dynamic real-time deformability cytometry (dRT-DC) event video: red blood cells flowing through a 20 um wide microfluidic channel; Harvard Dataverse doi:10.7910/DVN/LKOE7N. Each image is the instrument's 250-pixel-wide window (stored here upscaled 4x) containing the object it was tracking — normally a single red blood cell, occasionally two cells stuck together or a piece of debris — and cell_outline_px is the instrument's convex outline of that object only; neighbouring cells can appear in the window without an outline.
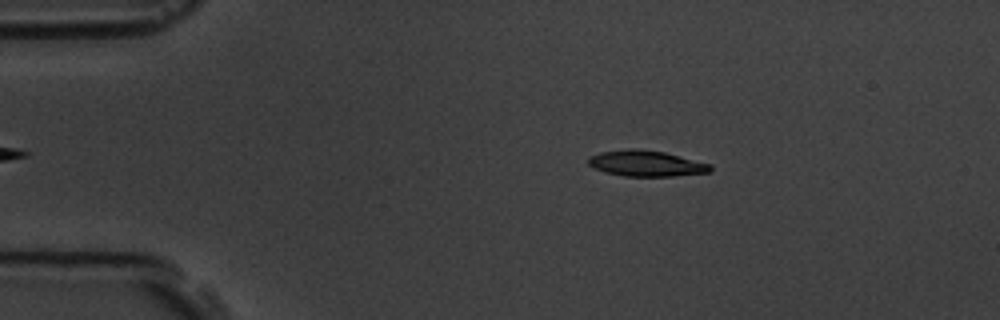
{"species": "common noctule bat (a hibernating species)", "species_latin": "Nyctalus noctula", "temperature_condition": "room temperature", "stored_images_in_passage": 3, "camera_frame_rate_fps": 3000, "um_per_image_px": 0.085, "animal": {"sex": "male", "body_mass_g": 19.5, "forearm_length_mm": 54.6}, "frame": {"image": 1, "passage_image": 1, "time_ms": 0.0, "image_size_px": [1000, 320], "cell_outline_px": [[712, 168], [708, 172], [672, 176], [624, 176], [604, 172], [588, 164], [588, 156], [600, 152], [628, 148], [636, 148], [664, 152], [712, 164]], "centroid_in_image_um": [54.9, 13.88], "position_along_channel_um": 30.1, "area_um2": 18.38}}
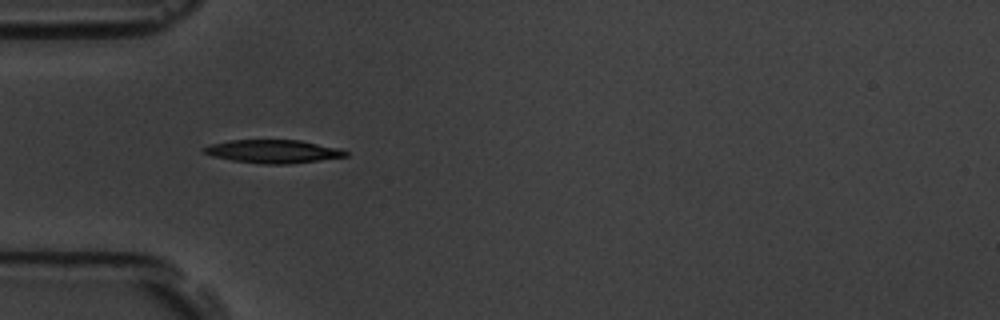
{"frame": {"image": 2, "passage_image": 3, "time_ms": 2.333, "image_size_px": [1000, 320], "cell_outline_px": [[348, 156], [320, 160], [288, 164], [264, 164], [232, 160], [212, 156], [200, 152], [200, 148], [212, 144], [228, 140], [300, 140], [340, 148], [348, 152]], "centroid_in_image_um": [23.18, 12.87], "position_along_channel_um": 61.8, "area_um2": 19.31}}